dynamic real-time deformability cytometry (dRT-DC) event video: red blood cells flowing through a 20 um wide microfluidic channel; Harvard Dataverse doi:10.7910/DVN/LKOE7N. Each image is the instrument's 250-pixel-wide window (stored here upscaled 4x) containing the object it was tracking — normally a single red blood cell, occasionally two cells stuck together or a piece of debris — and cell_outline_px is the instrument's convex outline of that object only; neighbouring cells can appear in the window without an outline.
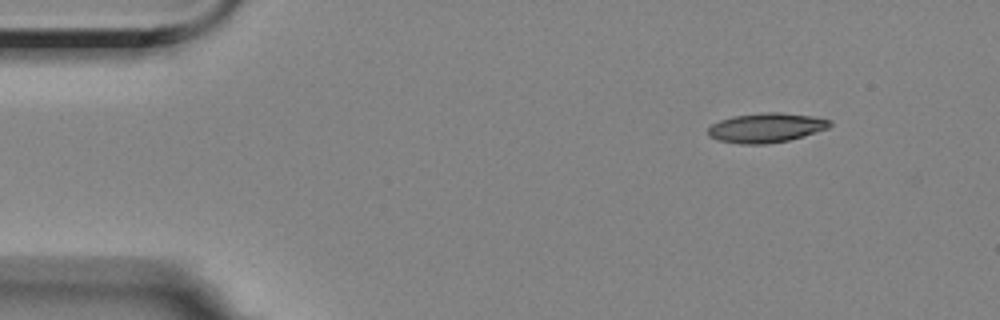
{"species": "Egyptian fruit bat (a non-hibernating species)", "species_latin": "Rousettus aegyptiacus", "temperature_condition": "room temperature", "stored_images_in_passage": 44, "camera_frame_rate_fps": 3000, "um_per_image_px": 0.085, "animal": {"sex": "female"}, "frame": {"image": 1, "passage_image": 1, "time_ms": 0.0, "image_size_px": [1000, 320], "cell_outline_px": [[832, 124], [828, 128], [804, 136], [788, 140], [764, 144], [740, 144], [716, 140], [708, 136], [708, 128], [712, 124], [720, 120], [732, 116], [764, 112], [780, 112], [812, 116], [832, 120]], "centroid_in_image_um": [65.11, 10.86], "position_along_channel_um": 19.9, "area_um2": 21.04}}
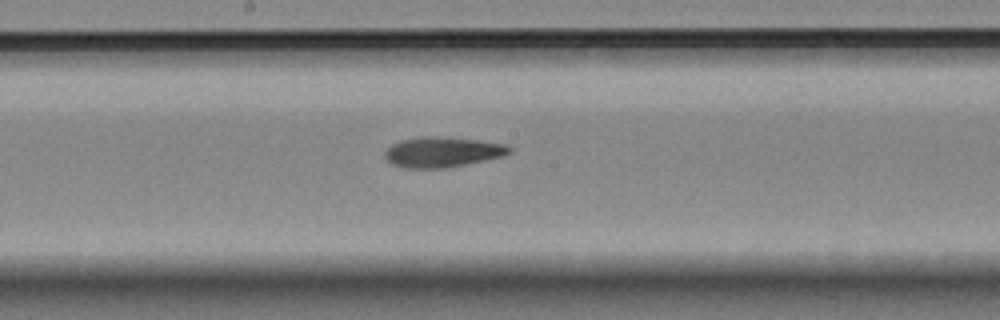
{"frame": {"image": 2, "passage_image": 24, "time_ms": 7.667, "image_size_px": [1000, 320], "cell_outline_px": [[512, 152], [504, 156], [448, 168], [404, 168], [392, 164], [384, 156], [384, 152], [392, 144], [400, 140], [420, 136], [436, 136], [480, 140], [508, 144], [512, 148]], "centroid_in_image_um": [37.63, 12.92], "position_along_channel_um": 210.6, "area_um2": 22.25}}
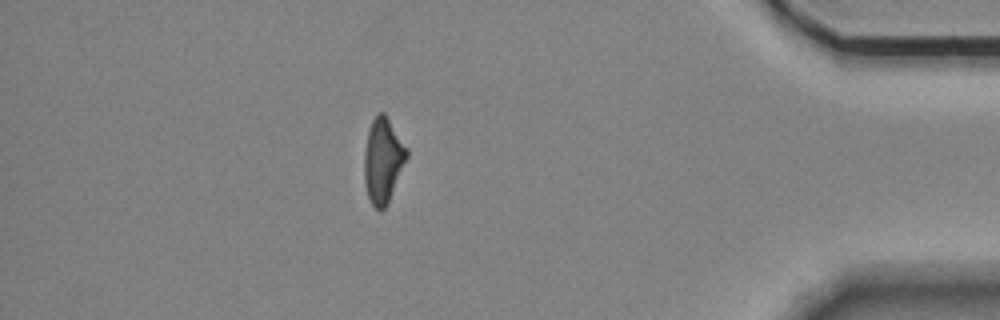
{"frame": {"image": 3, "passage_image": 44, "time_ms": 14.333, "image_size_px": [1000, 320], "cell_outline_px": [[408, 156], [388, 204], [380, 212], [372, 204], [368, 196], [364, 180], [364, 152], [368, 132], [372, 120], [376, 112], [384, 112], [408, 148]], "centroid_in_image_um": [32.56, 13.63], "position_along_channel_um": 402.6, "area_um2": 21.15}, "authors_computed_cell_mechanics": {"area_um2": 21.5883, "velocity_mm_per_s": 3.5202, "shape_relaxation_time_tau1_ms": null, "shape_relaxation_time_tau2_ms": 9.7387, "deformation_change_tau1": null, "deformation_change_tau2": 0.2305}}